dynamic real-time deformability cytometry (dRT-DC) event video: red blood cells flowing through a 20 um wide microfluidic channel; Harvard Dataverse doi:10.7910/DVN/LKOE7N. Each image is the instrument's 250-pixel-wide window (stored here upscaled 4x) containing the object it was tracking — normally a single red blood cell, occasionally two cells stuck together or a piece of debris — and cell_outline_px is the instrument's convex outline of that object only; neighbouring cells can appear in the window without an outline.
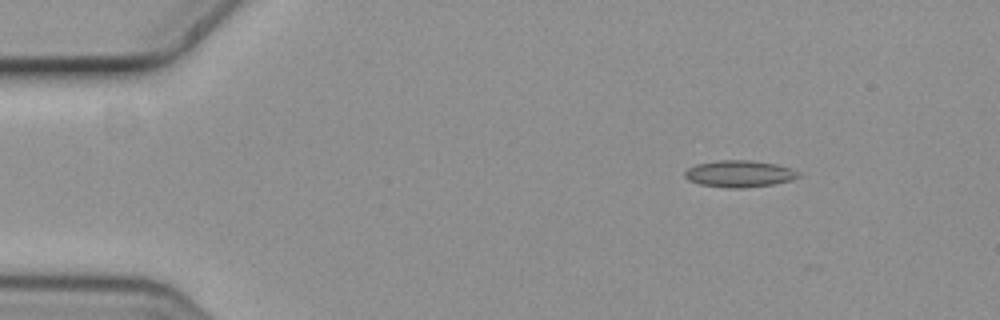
{"species": "common noctule bat (a hibernating species)", "species_latin": "Nyctalus noctula", "temperature_condition": "cold", "stored_images_in_passage": 5, "camera_frame_rate_fps": 3000, "um_per_image_px": 0.085, "animal": {"sex": "female", "body_mass_g": 19.3, "forearm_length_mm": 54.1}, "frame": {"image": 1, "passage_image": 2, "time_ms": 0.333, "image_size_px": [1000, 320], "cell_outline_px": [[800, 176], [788, 180], [772, 184], [740, 188], [728, 188], [700, 184], [688, 180], [684, 176], [684, 172], [688, 168], [696, 164], [716, 160], [748, 160], [776, 164], [792, 168], [800, 172]], "centroid_in_image_um": [62.82, 14.76], "position_along_channel_um": 22.2, "area_um2": 17.63}}
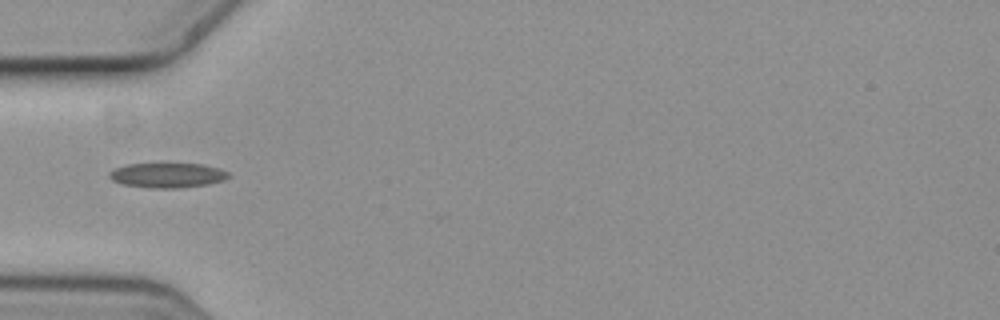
{"frame": {"image": 2, "passage_image": 5, "time_ms": 1.333, "image_size_px": [1000, 320], "cell_outline_px": [[232, 176], [224, 180], [208, 184], [176, 188], [152, 188], [124, 184], [112, 180], [108, 176], [108, 172], [116, 168], [128, 164], [204, 164], [220, 168], [228, 172]], "centroid_in_image_um": [14.27, 14.89], "position_along_channel_um": 70.7, "area_um2": 17.17}}